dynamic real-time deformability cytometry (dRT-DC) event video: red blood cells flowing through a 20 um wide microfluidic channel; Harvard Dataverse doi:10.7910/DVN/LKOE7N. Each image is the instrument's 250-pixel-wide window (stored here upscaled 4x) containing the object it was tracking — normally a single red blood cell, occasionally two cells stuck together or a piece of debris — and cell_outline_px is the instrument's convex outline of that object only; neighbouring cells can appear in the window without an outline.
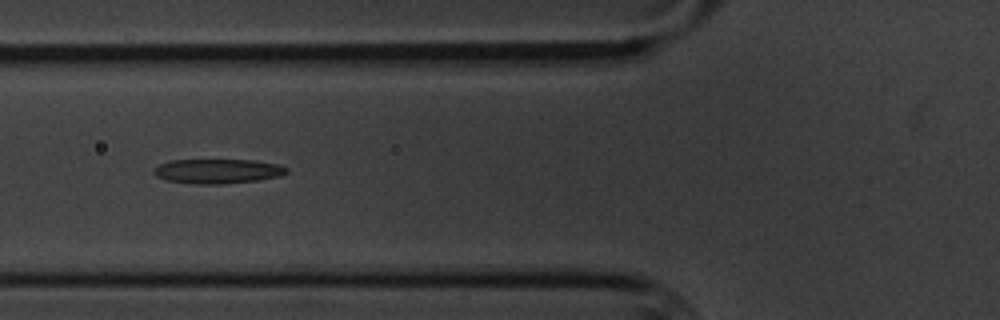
{"species": "common noctule bat (a hibernating species)", "species_latin": "Nyctalus noctula", "temperature_condition": "cold", "stored_images_in_passage": 9, "camera_frame_rate_fps": 3000, "um_per_image_px": 0.085, "animal": {"sex": "male", "body_mass_g": 20.1, "forearm_length_mm": 53.5}, "frame": {"image": 1, "passage_image": 6, "time_ms": 7.0, "image_size_px": [1000, 320], "cell_outline_px": [[288, 172], [280, 176], [256, 180], [220, 184], [196, 184], [164, 180], [156, 176], [152, 172], [160, 164], [168, 160], [256, 160], [280, 164], [288, 168]], "centroid_in_image_um": [18.5, 14.54], "position_along_channel_um": 107.3, "area_um2": 19.07}}
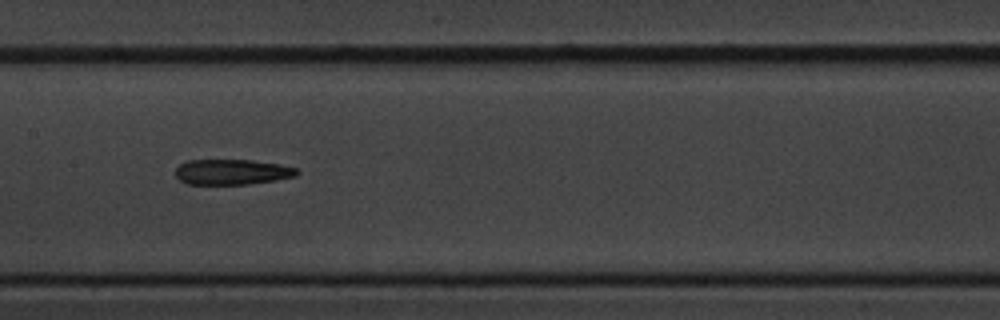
{"frame": {"image": 2, "passage_image": 8, "time_ms": 9.333, "image_size_px": [1000, 320], "cell_outline_px": [[300, 172], [296, 176], [276, 180], [248, 184], [188, 184], [180, 180], [176, 176], [176, 168], [180, 164], [188, 160], [252, 160], [280, 164], [296, 168]], "centroid_in_image_um": [19.74, 14.61], "position_along_channel_um": 187.7, "area_um2": 17.98}}
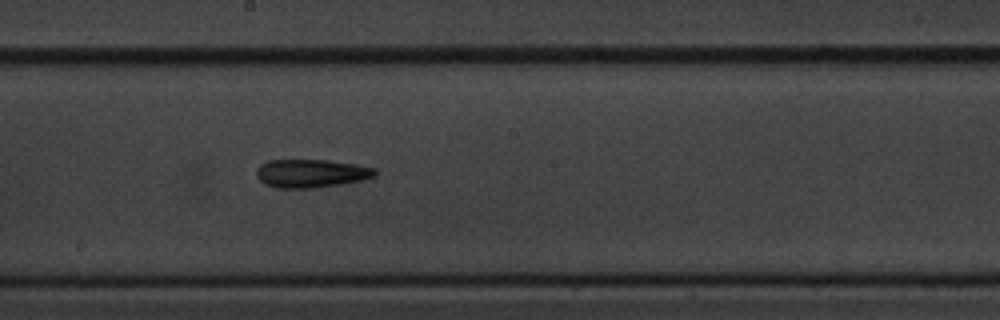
{"frame": {"image": 3, "passage_image": 9, "time_ms": 10.333, "image_size_px": [1000, 320], "cell_outline_px": [[376, 176], [360, 180], [312, 188], [276, 188], [264, 184], [256, 176], [256, 168], [260, 164], [268, 160], [328, 160], [356, 164], [376, 168]], "centroid_in_image_um": [26.4, 14.73], "position_along_channel_um": 221.8, "area_um2": 19.54}}